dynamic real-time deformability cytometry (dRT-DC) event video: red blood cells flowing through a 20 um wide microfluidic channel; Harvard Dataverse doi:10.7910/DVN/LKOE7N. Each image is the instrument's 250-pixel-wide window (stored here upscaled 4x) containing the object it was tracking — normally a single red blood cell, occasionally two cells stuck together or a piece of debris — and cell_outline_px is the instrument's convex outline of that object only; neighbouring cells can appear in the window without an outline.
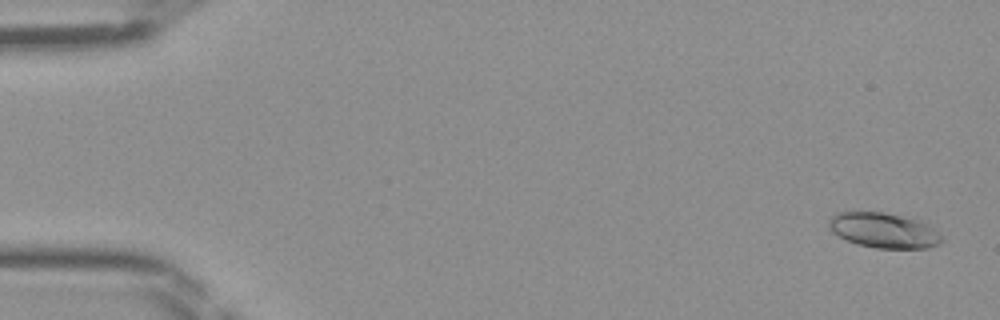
{"species": "Egyptian fruit bat (a non-hibernating species)", "species_latin": "Rousettus aegyptiacus", "temperature_condition": "room temperature", "stored_images_in_passage": 46, "camera_frame_rate_fps": 3000, "um_per_image_px": 0.085, "frame": {"image": 1, "passage_image": 2, "time_ms": 0.333, "image_size_px": [1000, 320], "cell_outline_px": [[944, 240], [940, 244], [928, 248], [876, 248], [856, 244], [832, 232], [828, 228], [828, 220], [836, 212], [880, 212], [912, 216], [924, 220], [944, 236]], "centroid_in_image_um": [75.2, 19.56], "position_along_channel_um": 9.8, "area_um2": 23.76}}
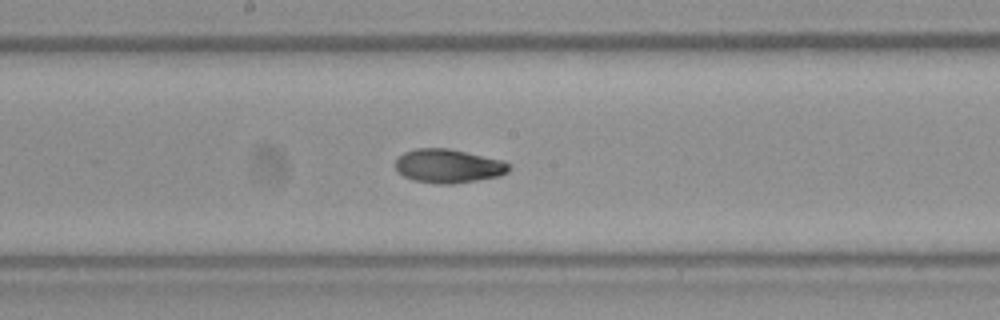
{"frame": {"image": 2, "passage_image": 25, "time_ms": 8.0, "image_size_px": [1000, 320], "cell_outline_px": [[512, 168], [508, 172], [500, 176], [452, 184], [436, 184], [412, 180], [404, 176], [396, 168], [396, 160], [404, 152], [416, 148], [448, 148], [504, 160], [512, 164]], "centroid_in_image_um": [38.16, 14.11], "position_along_channel_um": 210.0, "area_um2": 22.54}}
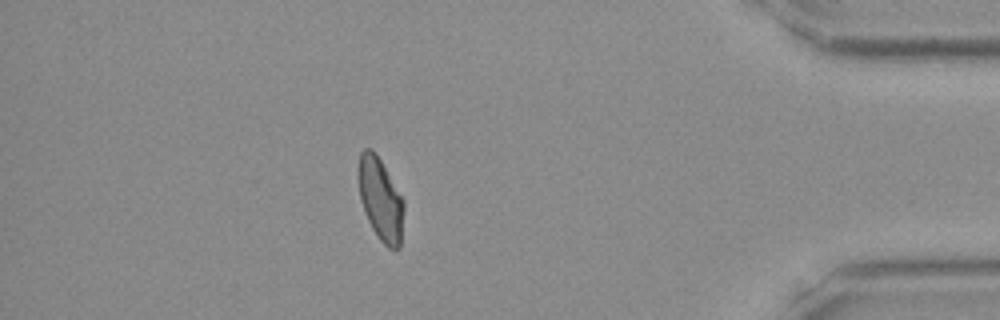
{"frame": {"image": 3, "passage_image": 41, "time_ms": 13.333, "image_size_px": [1000, 320], "cell_outline_px": [[404, 208], [400, 248], [388, 248], [380, 240], [372, 228], [368, 220], [360, 200], [356, 176], [356, 168], [360, 152], [364, 148], [372, 148], [376, 152], [404, 200]], "centroid_in_image_um": [32.3, 16.87], "position_along_channel_um": 402.9, "area_um2": 22.31}}